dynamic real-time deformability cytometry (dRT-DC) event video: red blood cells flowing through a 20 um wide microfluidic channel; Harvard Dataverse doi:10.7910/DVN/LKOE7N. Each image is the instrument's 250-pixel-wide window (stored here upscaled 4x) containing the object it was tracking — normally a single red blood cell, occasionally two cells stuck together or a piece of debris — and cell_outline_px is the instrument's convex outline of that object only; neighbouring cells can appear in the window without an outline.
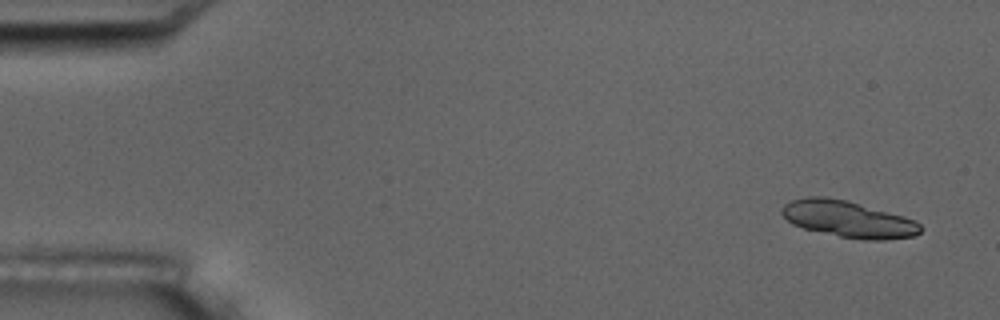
{"species": "common noctule bat (a hibernating species)", "species_latin": "Nyctalus noctula", "temperature_condition": "room temperature", "stored_images_in_passage": 4, "camera_frame_rate_fps": 3000, "um_per_image_px": 0.085, "animal": {"sex": "male", "body_mass_g": 17.5, "forearm_length_mm": 52.3}, "frame": {"image": 1, "passage_image": 1, "time_ms": 0.0, "image_size_px": [1000, 320], "cell_outline_px": [[924, 228], [920, 232], [912, 236], [884, 240], [864, 240], [840, 236], [804, 228], [792, 224], [780, 212], [780, 208], [784, 204], [792, 200], [808, 196], [828, 196], [848, 200], [904, 216], [920, 224]], "centroid_in_image_um": [72.08, 18.61], "position_along_channel_um": 12.9, "area_um2": 29.54}}